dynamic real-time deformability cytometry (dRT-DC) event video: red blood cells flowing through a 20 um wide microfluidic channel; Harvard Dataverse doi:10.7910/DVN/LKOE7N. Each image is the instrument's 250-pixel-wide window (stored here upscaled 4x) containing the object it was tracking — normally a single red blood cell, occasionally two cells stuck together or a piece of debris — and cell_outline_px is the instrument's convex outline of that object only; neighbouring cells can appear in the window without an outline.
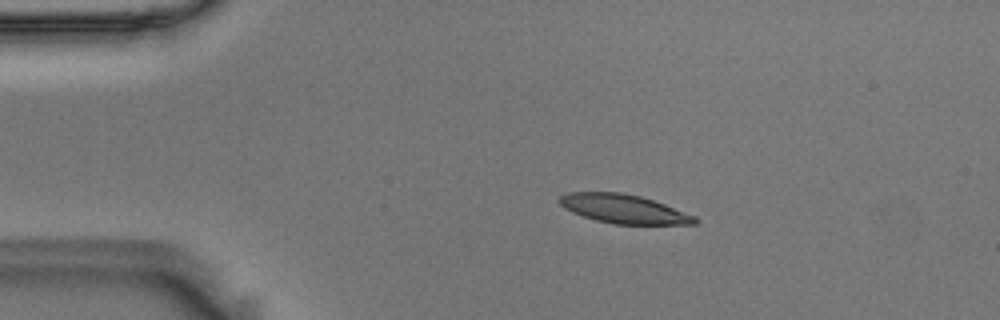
{"species": "Egyptian fruit bat (a non-hibernating species)", "species_latin": "Rousettus aegyptiacus", "temperature_condition": "room temperature", "stored_images_in_passage": 47, "camera_frame_rate_fps": 3000, "um_per_image_px": 0.085, "animal": {"sex": "male"}, "frame": {"image": 1, "passage_image": 2, "time_ms": 0.333, "image_size_px": [1000, 320], "cell_outline_px": [[700, 220], [696, 224], [612, 224], [596, 220], [572, 212], [564, 208], [560, 204], [560, 196], [568, 192], [620, 192], [640, 196], [664, 204], [696, 216]], "centroid_in_image_um": [53.03, 17.76], "position_along_channel_um": 32.0, "area_um2": 22.66}}
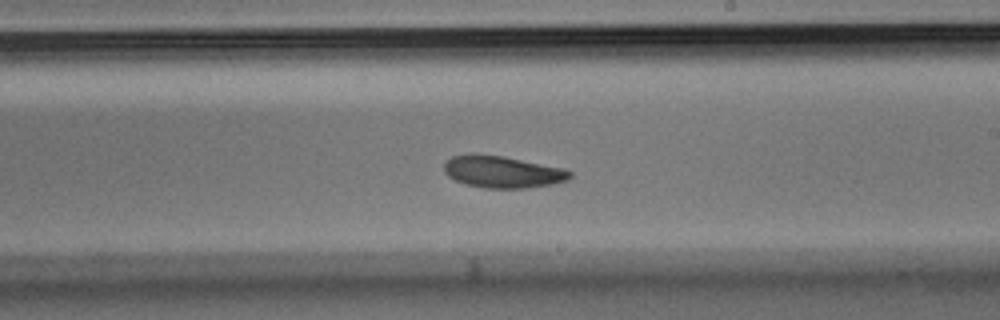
{"frame": {"image": 2, "passage_image": 24, "time_ms": 7.667, "image_size_px": [1000, 320], "cell_outline_px": [[572, 176], [568, 180], [552, 184], [528, 188], [484, 188], [468, 184], [456, 180], [448, 176], [444, 172], [444, 164], [452, 156], [476, 152], [504, 156], [564, 168], [572, 172]], "centroid_in_image_um": [42.72, 14.59], "position_along_channel_um": 246.3, "area_um2": 23.64}}
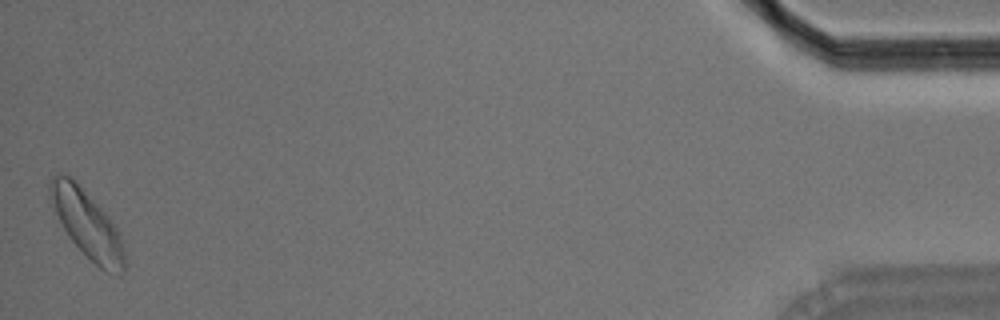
{"frame": {"image": 3, "passage_image": 47, "time_ms": 15.333, "image_size_px": [1000, 320], "cell_outline_px": [[124, 272], [104, 272], [68, 236], [48, 200], [48, 184], [52, 176], [60, 172], [68, 176], [104, 212], [116, 228], [120, 236], [124, 252]], "centroid_in_image_um": [7.34, 19.03], "position_along_channel_um": 427.9, "area_um2": 28.26}, "authors_computed_cell_mechanics": {"area_um2": 23.8714, "velocity_mm_per_s": 3.5661, "shape_relaxation_time_tau1_ms": 4.902, "shape_relaxation_time_tau2_ms": null, "deformation_change_tau1": 0.1184, "deformation_change_tau2": null}}